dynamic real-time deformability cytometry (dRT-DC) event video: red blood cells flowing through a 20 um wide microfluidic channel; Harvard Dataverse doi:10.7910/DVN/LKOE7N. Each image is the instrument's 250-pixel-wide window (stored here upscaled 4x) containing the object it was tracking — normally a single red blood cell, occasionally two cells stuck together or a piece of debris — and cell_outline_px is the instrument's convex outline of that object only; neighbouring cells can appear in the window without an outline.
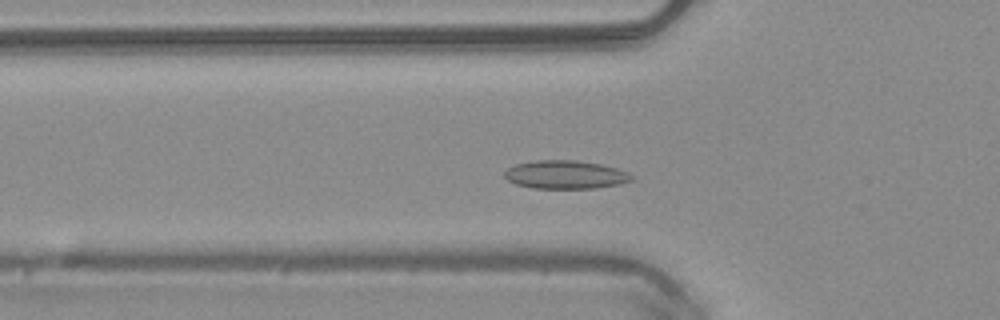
{"species": "common noctule bat (a hibernating species)", "species_latin": "Nyctalus noctula", "temperature_condition": "warm", "stored_images_in_passage": 46, "camera_frame_rate_fps": 3000, "um_per_image_px": 0.085, "animal": {"sex": "male", "body_mass_g": 20.4}, "frame": {"image": 1, "passage_image": 12, "time_ms": 3.667, "image_size_px": [1000, 320], "cell_outline_px": [[636, 180], [620, 184], [596, 188], [532, 188], [516, 184], [508, 180], [504, 176], [504, 172], [508, 168], [516, 164], [536, 160], [572, 160], [600, 164], [616, 168], [628, 172], [636, 176]], "centroid_in_image_um": [48.11, 14.85], "position_along_channel_um": 77.7, "area_um2": 21.1}}
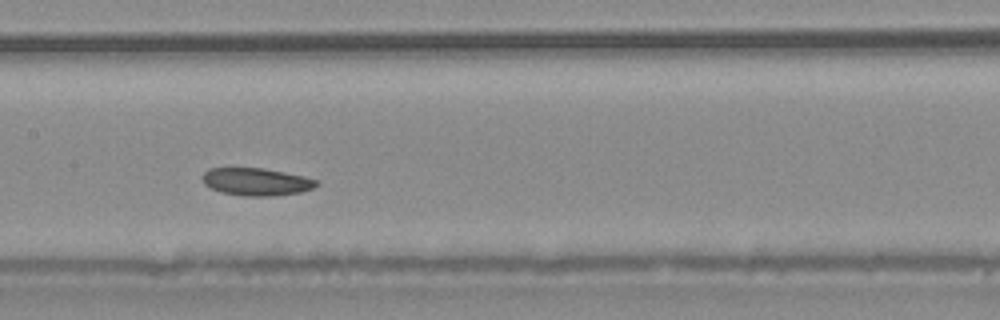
{"frame": {"image": 2, "passage_image": 20, "time_ms": 6.333, "image_size_px": [1000, 320], "cell_outline_px": [[320, 184], [312, 188], [300, 192], [272, 196], [240, 196], [220, 192], [204, 184], [200, 180], [200, 176], [208, 168], [264, 168], [304, 176], [320, 180]], "centroid_in_image_um": [21.76, 15.45], "position_along_channel_um": 185.6, "area_um2": 18.61}}
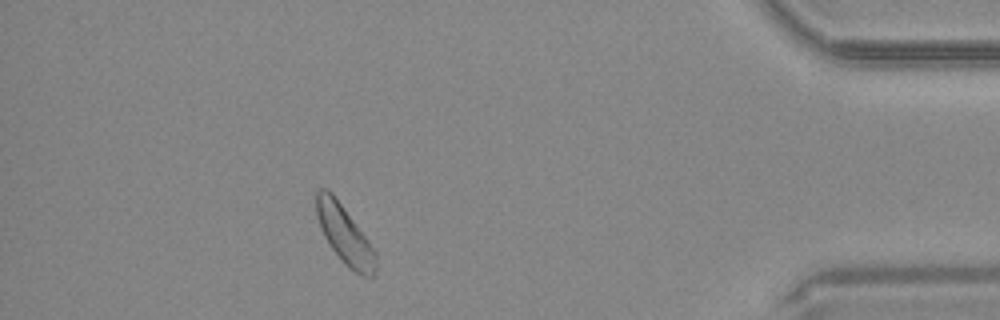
{"frame": {"image": 3, "passage_image": 40, "time_ms": 13.0, "image_size_px": [1000, 320], "cell_outline_px": [[376, 276], [360, 276], [348, 268], [344, 264], [332, 248], [324, 236], [320, 228], [316, 216], [316, 192], [320, 188], [324, 188], [332, 192], [368, 240], [376, 252]], "centroid_in_image_um": [29.3, 19.97], "position_along_channel_um": 405.9, "area_um2": 20.17}}